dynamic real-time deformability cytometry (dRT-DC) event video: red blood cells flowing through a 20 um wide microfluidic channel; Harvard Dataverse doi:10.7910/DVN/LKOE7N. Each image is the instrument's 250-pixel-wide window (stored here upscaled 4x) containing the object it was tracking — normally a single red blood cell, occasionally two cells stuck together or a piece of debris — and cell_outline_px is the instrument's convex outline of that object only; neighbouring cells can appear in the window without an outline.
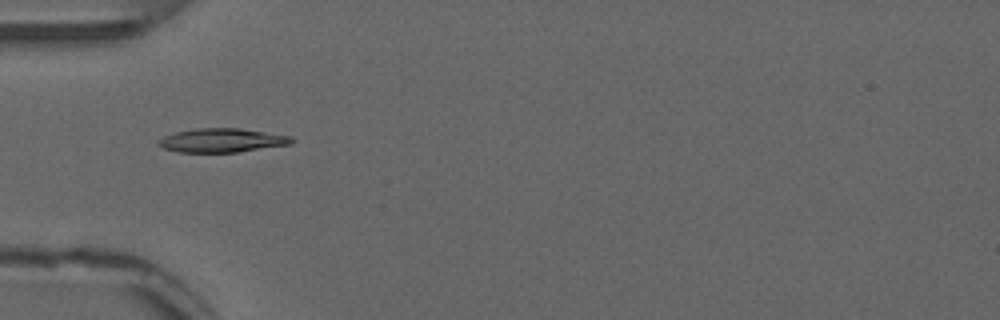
{"species": "common noctule bat (a hibernating species)", "species_latin": "Nyctalus noctula", "temperature_condition": "warm", "stored_images_in_passage": 35, "camera_frame_rate_fps": 3000, "um_per_image_px": 0.085, "animal": {"sex": "male", "forearm_length_mm": 52.5}, "frame": {"image": 1, "passage_image": 13, "time_ms": 4.0, "image_size_px": [1000, 320], "cell_outline_px": [[296, 140], [292, 144], [236, 152], [180, 152], [164, 148], [156, 144], [156, 140], [164, 136], [176, 132], [196, 128], [240, 128], [292, 136]], "centroid_in_image_um": [18.88, 11.92], "position_along_channel_um": 66.1, "area_um2": 18.61}}
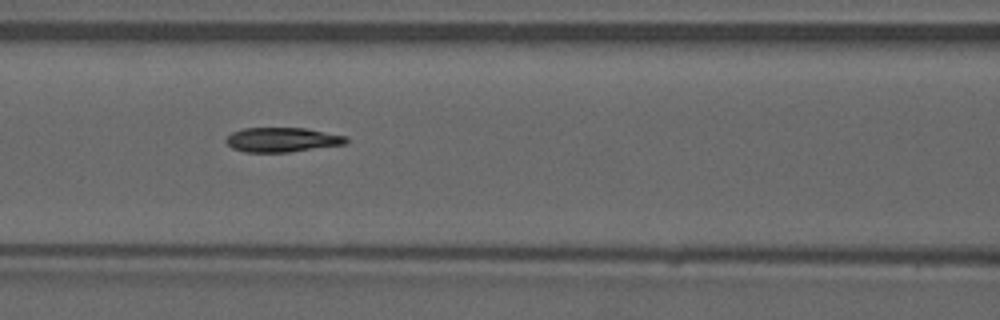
{"frame": {"image": 2, "passage_image": 19, "time_ms": 6.0, "image_size_px": [1000, 320], "cell_outline_px": [[348, 144], [288, 152], [244, 152], [232, 148], [224, 140], [232, 132], [244, 128], [304, 128], [348, 136]], "centroid_in_image_um": [24.01, 11.88], "position_along_channel_um": 142.6, "area_um2": 17.22}}
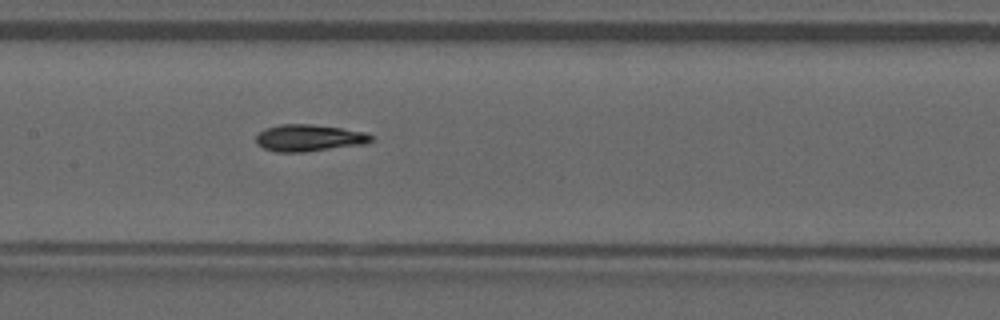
{"frame": {"image": 3, "passage_image": 22, "time_ms": 7.0, "image_size_px": [1000, 320], "cell_outline_px": [[372, 140], [368, 144], [304, 152], [276, 152], [264, 148], [256, 144], [256, 136], [264, 128], [280, 124], [312, 124], [340, 128], [364, 132], [372, 136]], "centroid_in_image_um": [26.25, 11.73], "position_along_channel_um": 181.1, "area_um2": 18.09}}